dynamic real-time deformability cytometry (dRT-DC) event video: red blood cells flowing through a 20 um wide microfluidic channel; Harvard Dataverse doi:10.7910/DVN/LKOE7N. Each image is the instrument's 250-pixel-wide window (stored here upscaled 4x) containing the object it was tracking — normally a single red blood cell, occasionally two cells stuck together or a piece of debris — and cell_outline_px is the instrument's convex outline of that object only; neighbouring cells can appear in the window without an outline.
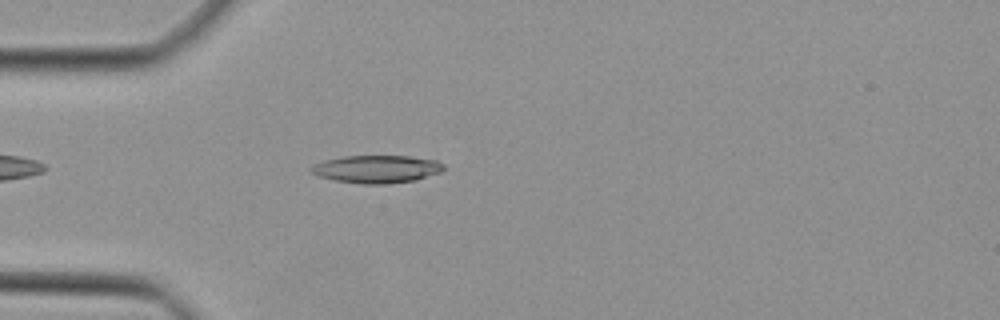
{"species": "Egyptian fruit bat (a non-hibernating species)", "species_latin": "Rousettus aegyptiacus", "temperature_condition": "cold", "stored_images_in_passage": 37, "camera_frame_rate_fps": 3000, "um_per_image_px": 0.085, "animal": {"sex": "female"}, "frame": {"image": 1, "passage_image": 4, "time_ms": 1.0, "image_size_px": [1000, 320], "cell_outline_px": [[444, 168], [440, 172], [416, 180], [384, 184], [360, 184], [336, 180], [320, 176], [312, 172], [308, 168], [312, 164], [324, 160], [344, 156], [408, 156], [436, 160], [444, 164]], "centroid_in_image_um": [32.0, 14.37], "position_along_channel_um": 53.0, "area_um2": 21.39}}
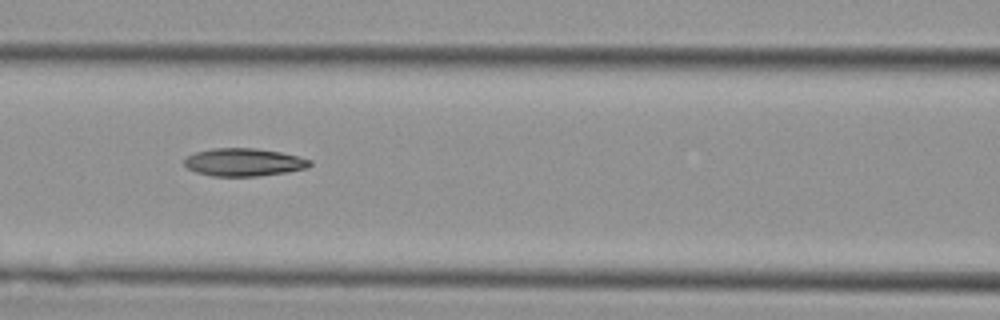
{"frame": {"image": 2, "passage_image": 11, "time_ms": 3.333, "image_size_px": [1000, 320], "cell_outline_px": [[312, 164], [308, 168], [284, 172], [256, 176], [212, 176], [196, 172], [188, 168], [184, 164], [184, 160], [188, 156], [196, 152], [212, 148], [256, 148], [280, 152], [312, 160]], "centroid_in_image_um": [20.72, 13.78], "position_along_channel_um": 145.9, "area_um2": 20.23}}
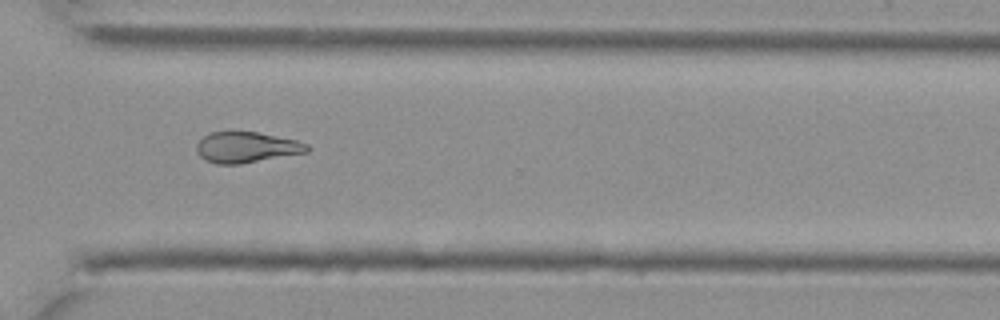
{"frame": {"image": 3, "passage_image": 25, "time_ms": 8.0, "image_size_px": [1000, 320], "cell_outline_px": [[312, 148], [308, 152], [240, 164], [216, 164], [204, 160], [196, 152], [196, 144], [204, 136], [212, 132], [256, 132], [296, 140], [308, 144]], "centroid_in_image_um": [20.95, 12.53], "position_along_channel_um": 349.6, "area_um2": 19.83}}